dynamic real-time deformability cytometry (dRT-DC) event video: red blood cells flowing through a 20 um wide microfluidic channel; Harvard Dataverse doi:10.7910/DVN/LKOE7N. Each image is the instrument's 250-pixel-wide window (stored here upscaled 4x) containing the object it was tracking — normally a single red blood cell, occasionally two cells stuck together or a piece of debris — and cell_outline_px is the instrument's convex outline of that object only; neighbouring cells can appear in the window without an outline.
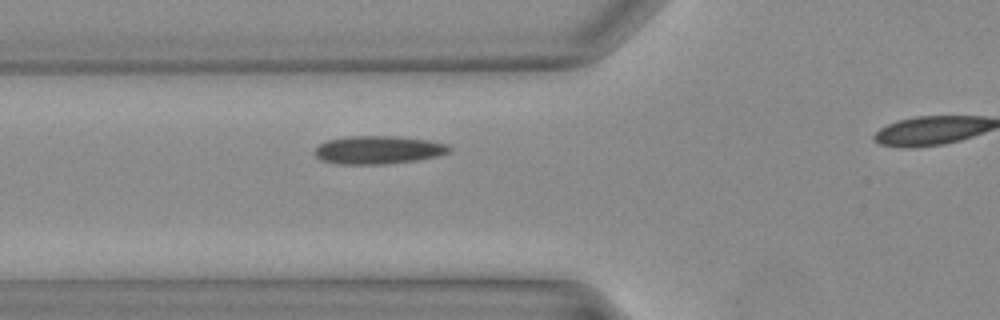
{"species": "Egyptian fruit bat (a non-hibernating species)", "species_latin": "Rousettus aegyptiacus", "temperature_condition": "warm", "stored_images_in_passage": 26, "camera_frame_rate_fps": 3000, "um_per_image_px": 0.085, "animal": {"sex": "female"}, "frame": {"image": 1, "passage_image": 8, "time_ms": 2.333, "image_size_px": [1000, 320], "cell_outline_px": [[452, 148], [448, 152], [436, 156], [416, 160], [388, 164], [336, 164], [320, 160], [316, 156], [316, 148], [320, 144], [328, 140], [348, 136], [396, 136], [428, 140], [448, 144]], "centroid_in_image_um": [32.15, 12.74], "position_along_channel_um": 93.6, "area_um2": 22.02}}
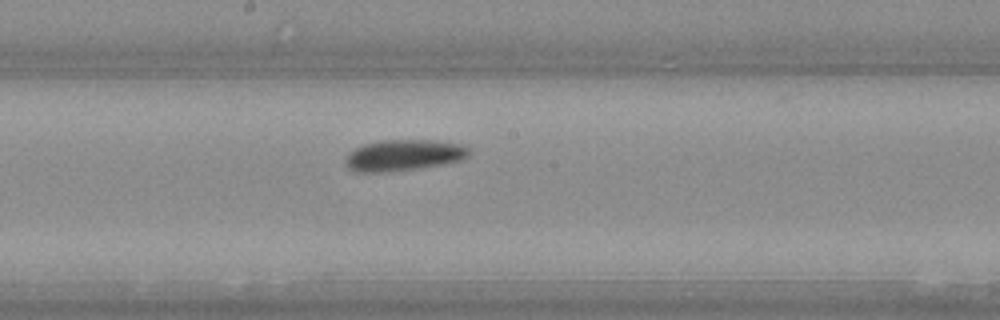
{"frame": {"image": 2, "passage_image": 15, "time_ms": 4.667, "image_size_px": [1000, 320], "cell_outline_px": [[472, 152], [464, 160], [424, 168], [380, 172], [360, 172], [348, 168], [344, 160], [356, 148], [364, 144], [380, 140], [436, 140], [464, 144]], "centroid_in_image_um": [34.41, 13.19], "position_along_channel_um": 213.8, "area_um2": 22.66}}